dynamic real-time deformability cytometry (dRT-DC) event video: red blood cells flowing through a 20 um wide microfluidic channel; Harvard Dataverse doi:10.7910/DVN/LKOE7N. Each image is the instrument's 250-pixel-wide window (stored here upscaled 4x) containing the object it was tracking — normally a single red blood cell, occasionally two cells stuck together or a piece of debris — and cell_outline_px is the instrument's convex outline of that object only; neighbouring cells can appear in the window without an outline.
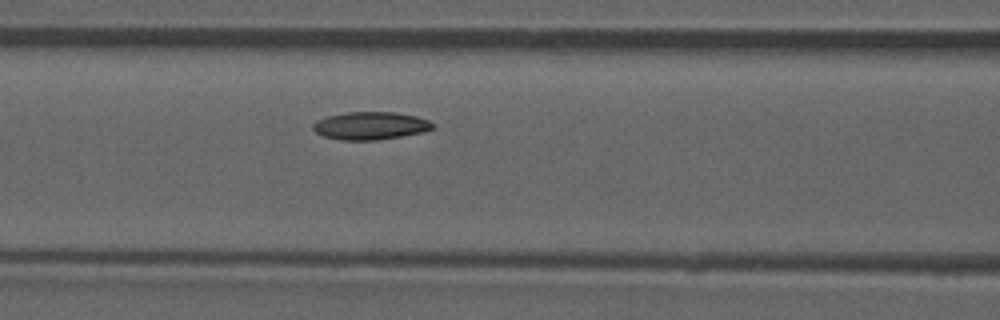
{"species": "common noctule bat (a hibernating species)", "species_latin": "Nyctalus noctula", "temperature_condition": "room temperature", "stored_images_in_passage": 46, "camera_frame_rate_fps": 3000, "um_per_image_px": 0.085, "animal": {"sex": "male", "forearm_length_mm": 52.5}, "frame": {"image": 1, "passage_image": 17, "time_ms": 5.333, "image_size_px": [1000, 320], "cell_outline_px": [[436, 128], [424, 132], [376, 140], [340, 140], [324, 136], [316, 132], [312, 128], [312, 124], [316, 120], [328, 116], [348, 112], [396, 112], [416, 116], [428, 120], [436, 124]], "centroid_in_image_um": [31.52, 10.68], "position_along_channel_um": 135.1, "area_um2": 19.48}}